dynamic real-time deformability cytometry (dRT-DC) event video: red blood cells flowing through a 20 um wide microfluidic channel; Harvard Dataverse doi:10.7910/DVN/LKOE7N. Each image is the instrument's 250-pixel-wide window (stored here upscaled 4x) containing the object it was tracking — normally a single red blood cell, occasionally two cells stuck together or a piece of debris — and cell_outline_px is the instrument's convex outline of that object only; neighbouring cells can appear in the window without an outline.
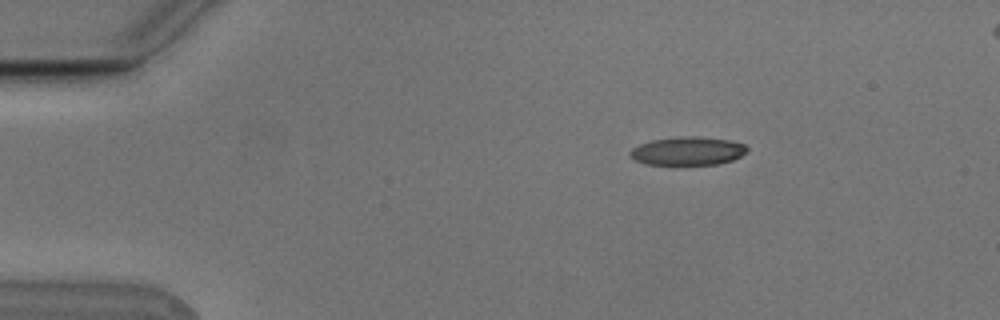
{"species": "Egyptian fruit bat (a non-hibernating species)", "species_latin": "Rousettus aegyptiacus", "temperature_condition": "cold", "stored_images_in_passage": 3, "camera_frame_rate_fps": 3000, "um_per_image_px": 0.085, "animal": {"sex": "male"}, "frame": {"image": 1, "passage_image": 1, "time_ms": 0.0, "image_size_px": [1000, 320], "cell_outline_px": [[748, 152], [732, 160], [720, 164], [676, 168], [644, 164], [636, 160], [628, 152], [632, 148], [640, 144], [652, 140], [676, 136], [700, 136], [728, 140], [744, 144], [748, 148]], "centroid_in_image_um": [58.44, 12.89], "position_along_channel_um": 26.6, "area_um2": 20.46}}